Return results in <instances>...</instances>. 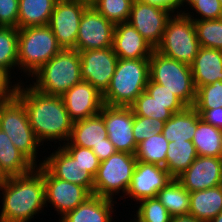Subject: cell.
Returning <instances> with one entry per match:
<instances>
[{"mask_svg": "<svg viewBox=\"0 0 222 222\" xmlns=\"http://www.w3.org/2000/svg\"><path fill=\"white\" fill-rule=\"evenodd\" d=\"M0 191L2 222H30L46 207L43 173L36 166L27 174L0 179Z\"/></svg>", "mask_w": 222, "mask_h": 222, "instance_id": "2", "label": "cell"}, {"mask_svg": "<svg viewBox=\"0 0 222 222\" xmlns=\"http://www.w3.org/2000/svg\"><path fill=\"white\" fill-rule=\"evenodd\" d=\"M197 156L198 154L192 141L169 142L164 168L173 178H177L189 168Z\"/></svg>", "mask_w": 222, "mask_h": 222, "instance_id": "30", "label": "cell"}, {"mask_svg": "<svg viewBox=\"0 0 222 222\" xmlns=\"http://www.w3.org/2000/svg\"><path fill=\"white\" fill-rule=\"evenodd\" d=\"M195 110H210L222 107V81L200 86L196 89Z\"/></svg>", "mask_w": 222, "mask_h": 222, "instance_id": "37", "label": "cell"}, {"mask_svg": "<svg viewBox=\"0 0 222 222\" xmlns=\"http://www.w3.org/2000/svg\"><path fill=\"white\" fill-rule=\"evenodd\" d=\"M136 164L135 154L119 151L100 162L94 177L93 195L114 200V194L122 191L124 194L120 197L125 198Z\"/></svg>", "mask_w": 222, "mask_h": 222, "instance_id": "9", "label": "cell"}, {"mask_svg": "<svg viewBox=\"0 0 222 222\" xmlns=\"http://www.w3.org/2000/svg\"><path fill=\"white\" fill-rule=\"evenodd\" d=\"M192 142L198 156L222 157V130L205 122L201 117Z\"/></svg>", "mask_w": 222, "mask_h": 222, "instance_id": "29", "label": "cell"}, {"mask_svg": "<svg viewBox=\"0 0 222 222\" xmlns=\"http://www.w3.org/2000/svg\"><path fill=\"white\" fill-rule=\"evenodd\" d=\"M62 144L63 148L77 160L81 170L90 172L94 177L98 172L100 161L92 149L71 145L68 141Z\"/></svg>", "mask_w": 222, "mask_h": 222, "instance_id": "38", "label": "cell"}, {"mask_svg": "<svg viewBox=\"0 0 222 222\" xmlns=\"http://www.w3.org/2000/svg\"><path fill=\"white\" fill-rule=\"evenodd\" d=\"M35 165L12 143L0 129V179L30 172Z\"/></svg>", "mask_w": 222, "mask_h": 222, "instance_id": "24", "label": "cell"}, {"mask_svg": "<svg viewBox=\"0 0 222 222\" xmlns=\"http://www.w3.org/2000/svg\"><path fill=\"white\" fill-rule=\"evenodd\" d=\"M172 178L162 166L137 161L126 196L137 202L154 198Z\"/></svg>", "mask_w": 222, "mask_h": 222, "instance_id": "18", "label": "cell"}, {"mask_svg": "<svg viewBox=\"0 0 222 222\" xmlns=\"http://www.w3.org/2000/svg\"><path fill=\"white\" fill-rule=\"evenodd\" d=\"M59 145L57 151L40 161L39 165L43 164L56 178L85 187L93 195L94 176L81 170L77 160Z\"/></svg>", "mask_w": 222, "mask_h": 222, "instance_id": "19", "label": "cell"}, {"mask_svg": "<svg viewBox=\"0 0 222 222\" xmlns=\"http://www.w3.org/2000/svg\"><path fill=\"white\" fill-rule=\"evenodd\" d=\"M30 84L37 91L62 96L68 89L82 81L81 58L75 49H62L45 63L31 78Z\"/></svg>", "mask_w": 222, "mask_h": 222, "instance_id": "3", "label": "cell"}, {"mask_svg": "<svg viewBox=\"0 0 222 222\" xmlns=\"http://www.w3.org/2000/svg\"><path fill=\"white\" fill-rule=\"evenodd\" d=\"M107 130L101 113L84 120L73 122L70 138L71 145L92 149L106 143Z\"/></svg>", "mask_w": 222, "mask_h": 222, "instance_id": "23", "label": "cell"}, {"mask_svg": "<svg viewBox=\"0 0 222 222\" xmlns=\"http://www.w3.org/2000/svg\"><path fill=\"white\" fill-rule=\"evenodd\" d=\"M114 27L112 22L88 6L80 21L75 50L79 52L112 47Z\"/></svg>", "mask_w": 222, "mask_h": 222, "instance_id": "15", "label": "cell"}, {"mask_svg": "<svg viewBox=\"0 0 222 222\" xmlns=\"http://www.w3.org/2000/svg\"><path fill=\"white\" fill-rule=\"evenodd\" d=\"M61 97L73 122L99 114L104 105L103 94L83 80L68 89Z\"/></svg>", "mask_w": 222, "mask_h": 222, "instance_id": "16", "label": "cell"}, {"mask_svg": "<svg viewBox=\"0 0 222 222\" xmlns=\"http://www.w3.org/2000/svg\"><path fill=\"white\" fill-rule=\"evenodd\" d=\"M58 0H19L18 29L48 25Z\"/></svg>", "mask_w": 222, "mask_h": 222, "instance_id": "27", "label": "cell"}, {"mask_svg": "<svg viewBox=\"0 0 222 222\" xmlns=\"http://www.w3.org/2000/svg\"><path fill=\"white\" fill-rule=\"evenodd\" d=\"M184 3H185V6H186V3H187V5H189V7H190L195 3V0H182V2H181L182 7H184Z\"/></svg>", "mask_w": 222, "mask_h": 222, "instance_id": "50", "label": "cell"}, {"mask_svg": "<svg viewBox=\"0 0 222 222\" xmlns=\"http://www.w3.org/2000/svg\"><path fill=\"white\" fill-rule=\"evenodd\" d=\"M191 9L201 17H193L191 12L185 11H176L177 13H183L188 16L193 21L195 20H213V19H221L222 18V6L219 0H195V3L191 6ZM195 18V19H194Z\"/></svg>", "mask_w": 222, "mask_h": 222, "instance_id": "40", "label": "cell"}, {"mask_svg": "<svg viewBox=\"0 0 222 222\" xmlns=\"http://www.w3.org/2000/svg\"><path fill=\"white\" fill-rule=\"evenodd\" d=\"M165 126V121L142 116H134L133 136L138 145L143 140L150 138L161 132Z\"/></svg>", "mask_w": 222, "mask_h": 222, "instance_id": "39", "label": "cell"}, {"mask_svg": "<svg viewBox=\"0 0 222 222\" xmlns=\"http://www.w3.org/2000/svg\"><path fill=\"white\" fill-rule=\"evenodd\" d=\"M145 91L159 104H184L173 92L150 79Z\"/></svg>", "mask_w": 222, "mask_h": 222, "instance_id": "42", "label": "cell"}, {"mask_svg": "<svg viewBox=\"0 0 222 222\" xmlns=\"http://www.w3.org/2000/svg\"><path fill=\"white\" fill-rule=\"evenodd\" d=\"M149 77V59H120L110 85L103 94L109 106H130L145 91Z\"/></svg>", "mask_w": 222, "mask_h": 222, "instance_id": "4", "label": "cell"}, {"mask_svg": "<svg viewBox=\"0 0 222 222\" xmlns=\"http://www.w3.org/2000/svg\"><path fill=\"white\" fill-rule=\"evenodd\" d=\"M193 22L200 47L222 50V18Z\"/></svg>", "mask_w": 222, "mask_h": 222, "instance_id": "34", "label": "cell"}, {"mask_svg": "<svg viewBox=\"0 0 222 222\" xmlns=\"http://www.w3.org/2000/svg\"><path fill=\"white\" fill-rule=\"evenodd\" d=\"M199 48L193 20L183 13H173L167 21L162 41L155 50L168 58L191 65Z\"/></svg>", "mask_w": 222, "mask_h": 222, "instance_id": "7", "label": "cell"}, {"mask_svg": "<svg viewBox=\"0 0 222 222\" xmlns=\"http://www.w3.org/2000/svg\"><path fill=\"white\" fill-rule=\"evenodd\" d=\"M116 201L92 195L59 222H111Z\"/></svg>", "mask_w": 222, "mask_h": 222, "instance_id": "22", "label": "cell"}, {"mask_svg": "<svg viewBox=\"0 0 222 222\" xmlns=\"http://www.w3.org/2000/svg\"><path fill=\"white\" fill-rule=\"evenodd\" d=\"M157 199L168 210L171 217L189 215L190 192L177 178H172L158 193Z\"/></svg>", "mask_w": 222, "mask_h": 222, "instance_id": "28", "label": "cell"}, {"mask_svg": "<svg viewBox=\"0 0 222 222\" xmlns=\"http://www.w3.org/2000/svg\"><path fill=\"white\" fill-rule=\"evenodd\" d=\"M100 113L103 116L108 139L116 150L136 154L138 145L133 136L134 113L131 107L104 104Z\"/></svg>", "mask_w": 222, "mask_h": 222, "instance_id": "12", "label": "cell"}, {"mask_svg": "<svg viewBox=\"0 0 222 222\" xmlns=\"http://www.w3.org/2000/svg\"><path fill=\"white\" fill-rule=\"evenodd\" d=\"M196 111L205 122L222 130V107Z\"/></svg>", "mask_w": 222, "mask_h": 222, "instance_id": "44", "label": "cell"}, {"mask_svg": "<svg viewBox=\"0 0 222 222\" xmlns=\"http://www.w3.org/2000/svg\"><path fill=\"white\" fill-rule=\"evenodd\" d=\"M17 66L18 28L0 27V69L11 77V68Z\"/></svg>", "mask_w": 222, "mask_h": 222, "instance_id": "33", "label": "cell"}, {"mask_svg": "<svg viewBox=\"0 0 222 222\" xmlns=\"http://www.w3.org/2000/svg\"><path fill=\"white\" fill-rule=\"evenodd\" d=\"M19 0H0V27L18 28Z\"/></svg>", "mask_w": 222, "mask_h": 222, "instance_id": "41", "label": "cell"}, {"mask_svg": "<svg viewBox=\"0 0 222 222\" xmlns=\"http://www.w3.org/2000/svg\"><path fill=\"white\" fill-rule=\"evenodd\" d=\"M88 6L79 2L58 0L48 26L62 49H75L80 21Z\"/></svg>", "mask_w": 222, "mask_h": 222, "instance_id": "11", "label": "cell"}, {"mask_svg": "<svg viewBox=\"0 0 222 222\" xmlns=\"http://www.w3.org/2000/svg\"><path fill=\"white\" fill-rule=\"evenodd\" d=\"M172 14L170 10L134 0L127 22L156 49L162 41L167 21Z\"/></svg>", "mask_w": 222, "mask_h": 222, "instance_id": "14", "label": "cell"}, {"mask_svg": "<svg viewBox=\"0 0 222 222\" xmlns=\"http://www.w3.org/2000/svg\"><path fill=\"white\" fill-rule=\"evenodd\" d=\"M189 215L209 222L222 211V185L190 192Z\"/></svg>", "mask_w": 222, "mask_h": 222, "instance_id": "25", "label": "cell"}, {"mask_svg": "<svg viewBox=\"0 0 222 222\" xmlns=\"http://www.w3.org/2000/svg\"><path fill=\"white\" fill-rule=\"evenodd\" d=\"M79 55L82 80L89 82L104 94L118 63V56L114 53L113 48L79 51Z\"/></svg>", "mask_w": 222, "mask_h": 222, "instance_id": "13", "label": "cell"}, {"mask_svg": "<svg viewBox=\"0 0 222 222\" xmlns=\"http://www.w3.org/2000/svg\"><path fill=\"white\" fill-rule=\"evenodd\" d=\"M92 151L98 157L100 162L107 160L112 154L117 152L115 146L108 137L106 138V143H100L99 145L94 146Z\"/></svg>", "mask_w": 222, "mask_h": 222, "instance_id": "45", "label": "cell"}, {"mask_svg": "<svg viewBox=\"0 0 222 222\" xmlns=\"http://www.w3.org/2000/svg\"><path fill=\"white\" fill-rule=\"evenodd\" d=\"M170 222H203L191 215L172 217Z\"/></svg>", "mask_w": 222, "mask_h": 222, "instance_id": "47", "label": "cell"}, {"mask_svg": "<svg viewBox=\"0 0 222 222\" xmlns=\"http://www.w3.org/2000/svg\"><path fill=\"white\" fill-rule=\"evenodd\" d=\"M143 3L158 6L172 11L176 14V10H180L182 0H140Z\"/></svg>", "mask_w": 222, "mask_h": 222, "instance_id": "46", "label": "cell"}, {"mask_svg": "<svg viewBox=\"0 0 222 222\" xmlns=\"http://www.w3.org/2000/svg\"><path fill=\"white\" fill-rule=\"evenodd\" d=\"M62 48L48 25L18 29V67L32 76Z\"/></svg>", "mask_w": 222, "mask_h": 222, "instance_id": "5", "label": "cell"}, {"mask_svg": "<svg viewBox=\"0 0 222 222\" xmlns=\"http://www.w3.org/2000/svg\"><path fill=\"white\" fill-rule=\"evenodd\" d=\"M112 48L120 59H149L155 50L128 22L115 25Z\"/></svg>", "mask_w": 222, "mask_h": 222, "instance_id": "20", "label": "cell"}, {"mask_svg": "<svg viewBox=\"0 0 222 222\" xmlns=\"http://www.w3.org/2000/svg\"><path fill=\"white\" fill-rule=\"evenodd\" d=\"M0 129L7 134L15 147L37 166V148L42 144L31 128L23 103L15 95L0 103Z\"/></svg>", "mask_w": 222, "mask_h": 222, "instance_id": "8", "label": "cell"}, {"mask_svg": "<svg viewBox=\"0 0 222 222\" xmlns=\"http://www.w3.org/2000/svg\"><path fill=\"white\" fill-rule=\"evenodd\" d=\"M134 217L138 222H170L171 215L161 202L154 198L141 200Z\"/></svg>", "mask_w": 222, "mask_h": 222, "instance_id": "36", "label": "cell"}, {"mask_svg": "<svg viewBox=\"0 0 222 222\" xmlns=\"http://www.w3.org/2000/svg\"><path fill=\"white\" fill-rule=\"evenodd\" d=\"M149 77L152 82L173 92L186 106L194 105L196 88L190 65L154 50L149 58Z\"/></svg>", "mask_w": 222, "mask_h": 222, "instance_id": "6", "label": "cell"}, {"mask_svg": "<svg viewBox=\"0 0 222 222\" xmlns=\"http://www.w3.org/2000/svg\"><path fill=\"white\" fill-rule=\"evenodd\" d=\"M15 96L23 103L31 128L39 142L69 140L73 121L70 119L61 96L47 95L31 85L17 83Z\"/></svg>", "mask_w": 222, "mask_h": 222, "instance_id": "1", "label": "cell"}, {"mask_svg": "<svg viewBox=\"0 0 222 222\" xmlns=\"http://www.w3.org/2000/svg\"><path fill=\"white\" fill-rule=\"evenodd\" d=\"M190 66L196 89L218 80L222 81V50L200 47Z\"/></svg>", "mask_w": 222, "mask_h": 222, "instance_id": "21", "label": "cell"}, {"mask_svg": "<svg viewBox=\"0 0 222 222\" xmlns=\"http://www.w3.org/2000/svg\"><path fill=\"white\" fill-rule=\"evenodd\" d=\"M134 0H97L92 6L114 25L127 22Z\"/></svg>", "mask_w": 222, "mask_h": 222, "instance_id": "35", "label": "cell"}, {"mask_svg": "<svg viewBox=\"0 0 222 222\" xmlns=\"http://www.w3.org/2000/svg\"><path fill=\"white\" fill-rule=\"evenodd\" d=\"M36 167L43 173L45 206L50 203L60 219L92 196L85 187L56 178L43 164Z\"/></svg>", "mask_w": 222, "mask_h": 222, "instance_id": "10", "label": "cell"}, {"mask_svg": "<svg viewBox=\"0 0 222 222\" xmlns=\"http://www.w3.org/2000/svg\"><path fill=\"white\" fill-rule=\"evenodd\" d=\"M130 107L134 116L150 117L166 122L174 113L182 111L186 105L159 104L146 91H144L136 98Z\"/></svg>", "mask_w": 222, "mask_h": 222, "instance_id": "31", "label": "cell"}, {"mask_svg": "<svg viewBox=\"0 0 222 222\" xmlns=\"http://www.w3.org/2000/svg\"><path fill=\"white\" fill-rule=\"evenodd\" d=\"M68 1H74L85 4L87 6H93L97 0H68Z\"/></svg>", "mask_w": 222, "mask_h": 222, "instance_id": "48", "label": "cell"}, {"mask_svg": "<svg viewBox=\"0 0 222 222\" xmlns=\"http://www.w3.org/2000/svg\"><path fill=\"white\" fill-rule=\"evenodd\" d=\"M11 78L13 77L0 69V103L10 100L15 95L17 83L12 86Z\"/></svg>", "mask_w": 222, "mask_h": 222, "instance_id": "43", "label": "cell"}, {"mask_svg": "<svg viewBox=\"0 0 222 222\" xmlns=\"http://www.w3.org/2000/svg\"><path fill=\"white\" fill-rule=\"evenodd\" d=\"M209 222H222V211L212 220H210Z\"/></svg>", "mask_w": 222, "mask_h": 222, "instance_id": "49", "label": "cell"}, {"mask_svg": "<svg viewBox=\"0 0 222 222\" xmlns=\"http://www.w3.org/2000/svg\"><path fill=\"white\" fill-rule=\"evenodd\" d=\"M177 179L188 192L222 185V157L197 156Z\"/></svg>", "mask_w": 222, "mask_h": 222, "instance_id": "17", "label": "cell"}, {"mask_svg": "<svg viewBox=\"0 0 222 222\" xmlns=\"http://www.w3.org/2000/svg\"><path fill=\"white\" fill-rule=\"evenodd\" d=\"M168 144L169 141L161 132L143 140L138 144L135 154L137 161L165 167Z\"/></svg>", "mask_w": 222, "mask_h": 222, "instance_id": "32", "label": "cell"}, {"mask_svg": "<svg viewBox=\"0 0 222 222\" xmlns=\"http://www.w3.org/2000/svg\"><path fill=\"white\" fill-rule=\"evenodd\" d=\"M199 118L200 115L193 106H186L165 122L161 133L169 142L192 141Z\"/></svg>", "mask_w": 222, "mask_h": 222, "instance_id": "26", "label": "cell"}]
</instances>
